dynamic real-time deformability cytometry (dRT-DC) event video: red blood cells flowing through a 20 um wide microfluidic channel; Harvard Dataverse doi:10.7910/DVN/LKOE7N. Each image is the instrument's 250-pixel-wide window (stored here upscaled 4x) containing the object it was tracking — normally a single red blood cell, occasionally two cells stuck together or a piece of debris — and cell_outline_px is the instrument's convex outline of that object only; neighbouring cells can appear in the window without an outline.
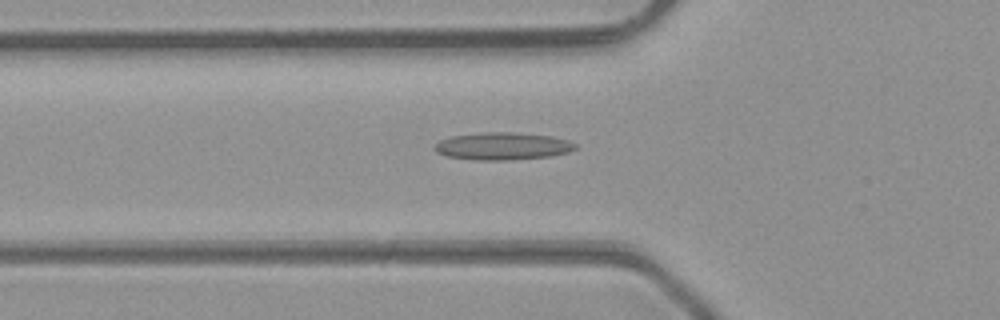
{"species": "common noctule bat (a hibernating species)", "species_latin": "Nyctalus noctula", "temperature_condition": "room temperature", "stored_images_in_passage": 41, "camera_frame_rate_fps": 3000, "um_per_image_px": 0.085, "animal": {"sex": "male", "body_mass_g": 23.1, "forearm_length_mm": 52.7}, "frame": {"image": 1, "passage_image": 10, "time_ms": 3.0, "image_size_px": [1000, 320], "cell_outline_px": [[576, 148], [568, 152], [552, 156], [512, 160], [476, 160], [448, 156], [436, 152], [432, 148], [440, 140], [452, 136], [488, 132], [512, 132], [552, 136], [568, 140], [576, 144]], "centroid_in_image_um": [42.74, 12.43], "position_along_channel_um": 83.1, "area_um2": 22.48}}
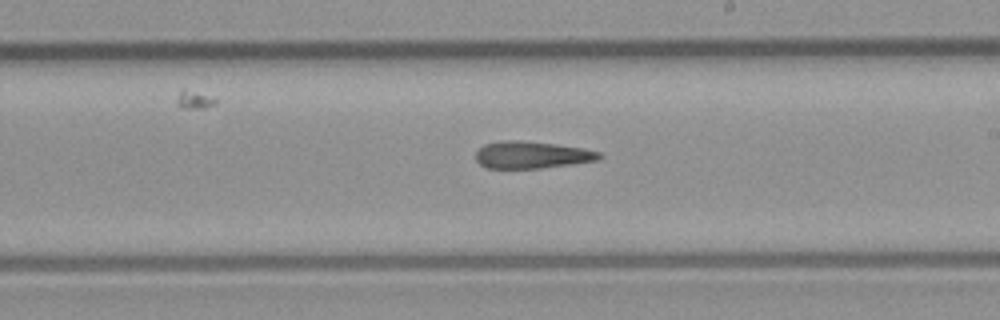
{"frame": {"image": 2, "passage_image": 21, "time_ms": 6.667, "image_size_px": [1000, 320], "cell_outline_px": [[604, 156], [600, 160], [572, 164], [540, 168], [484, 168], [476, 160], [476, 152], [484, 144], [500, 140], [512, 140], [552, 144], [584, 148], [600, 152]], "centroid_in_image_um": [45.21, 13.17], "position_along_channel_um": 243.8, "area_um2": 19.48}}
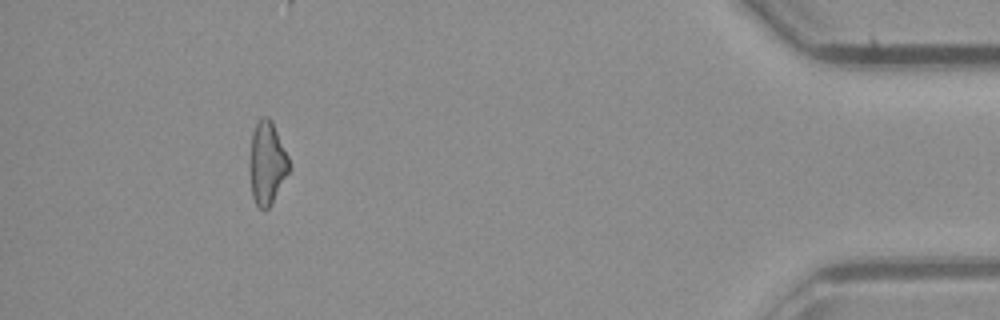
{"frame": {"image": 3, "passage_image": 37, "time_ms": 12.0, "image_size_px": [1000, 320], "cell_outline_px": [[292, 168], [272, 204], [268, 208], [260, 208], [256, 204], [252, 196], [248, 168], [248, 164], [252, 132], [256, 120], [260, 116], [268, 116], [272, 120], [288, 156]], "centroid_in_image_um": [22.69, 13.83], "position_along_channel_um": 412.5, "area_um2": 19.77}}